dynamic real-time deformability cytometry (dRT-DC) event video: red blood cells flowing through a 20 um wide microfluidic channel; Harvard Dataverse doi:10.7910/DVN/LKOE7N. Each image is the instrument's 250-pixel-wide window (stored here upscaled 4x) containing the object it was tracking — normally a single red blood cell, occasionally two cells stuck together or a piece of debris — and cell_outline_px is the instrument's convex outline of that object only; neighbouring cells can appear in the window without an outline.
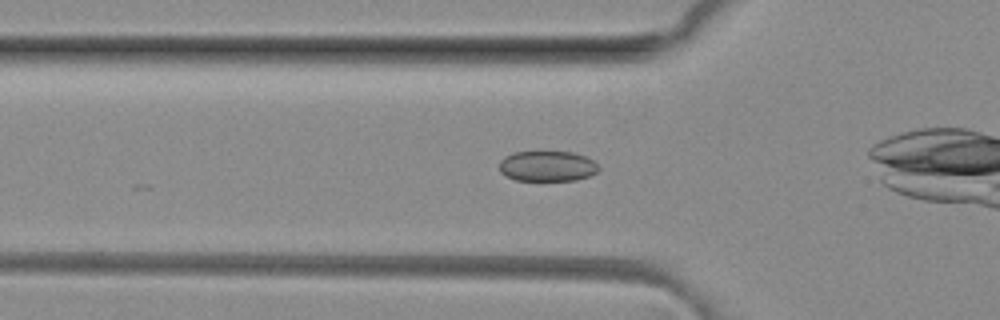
{"species": "common noctule bat (a hibernating species)", "species_latin": "Nyctalus noctula", "temperature_condition": "room temperature", "stored_images_in_passage": 21, "camera_frame_rate_fps": 3000, "um_per_image_px": 0.085, "animal": {"sex": "female", "body_mass_g": 29.2, "forearm_length_mm": 56.3}, "frame": {"image": 1, "passage_image": 4, "time_ms": 1.0, "image_size_px": [1000, 320], "cell_outline_px": [[600, 168], [596, 172], [588, 176], [576, 180], [516, 180], [504, 176], [500, 172], [500, 160], [504, 156], [512, 152], [572, 152], [584, 156], [592, 160]], "centroid_in_image_um": [46.48, 14.12], "position_along_channel_um": 79.3, "area_um2": 17.57}}
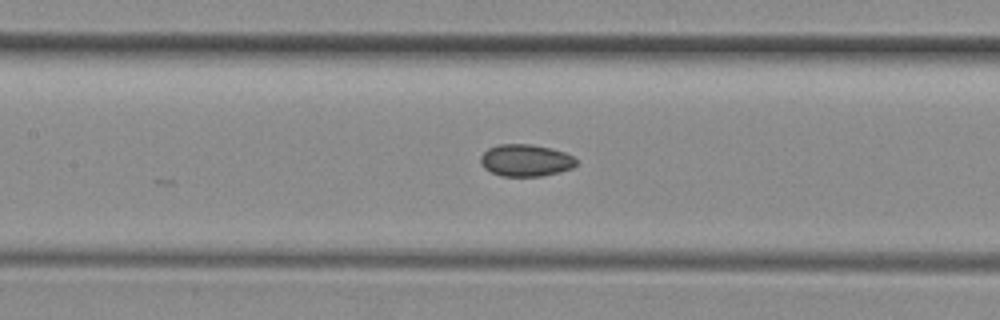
{"frame": {"image": 2, "passage_image": 10, "time_ms": 3.0, "image_size_px": [1000, 320], "cell_outline_px": [[576, 164], [572, 168], [540, 176], [500, 176], [484, 168], [480, 164], [480, 156], [488, 148], [500, 144], [532, 144], [552, 148], [564, 152], [572, 156], [576, 160]], "centroid_in_image_um": [44.65, 13.62], "position_along_channel_um": 162.8, "area_um2": 17.8}}
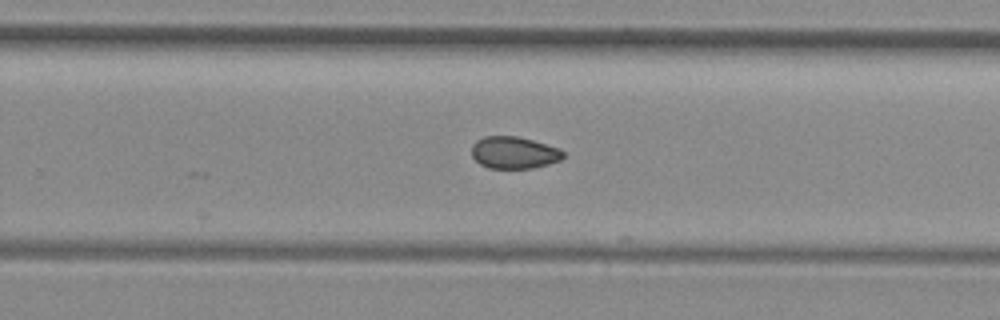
{"frame": {"image": 3, "passage_image": 19, "time_ms": 6.0, "image_size_px": [1000, 320], "cell_outline_px": [[564, 156], [560, 160], [548, 164], [532, 168], [488, 168], [480, 164], [472, 156], [472, 144], [476, 140], [484, 136], [516, 136], [532, 140], [560, 148], [564, 152]], "centroid_in_image_um": [43.68, 12.97], "position_along_channel_um": 286.1, "area_um2": 17.11}}